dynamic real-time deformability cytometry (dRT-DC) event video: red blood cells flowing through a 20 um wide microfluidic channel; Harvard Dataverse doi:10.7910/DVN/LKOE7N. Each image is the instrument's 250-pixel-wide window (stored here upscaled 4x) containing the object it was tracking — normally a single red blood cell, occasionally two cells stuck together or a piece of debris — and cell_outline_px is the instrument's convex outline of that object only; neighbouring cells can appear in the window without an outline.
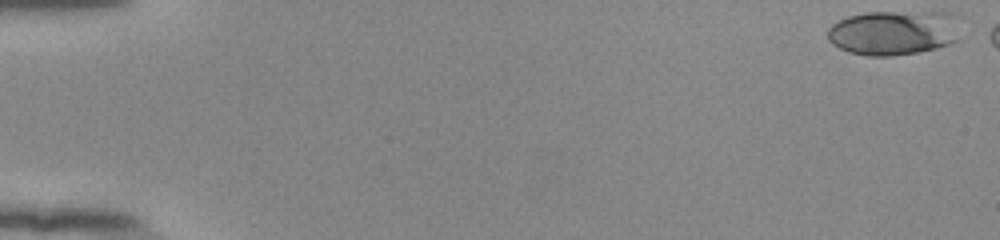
{"species": "human", "species_latin": "Homo sapiens", "temperature_condition": "room temperature", "stored_images_in_passage": 50, "camera_frame_rate_fps": 3000, "um_per_image_px": 0.085, "donor": {"sex": "female"}, "frame": {"image": 1, "passage_image": 1, "time_ms": 0.0, "image_size_px": [1000, 240], "cell_outline_px": [[964, 16], [960, 40], [936, 48], [916, 52], [892, 56], [868, 56], [848, 52], [832, 44], [828, 40], [828, 28], [832, 24], [848, 16], [864, 12], [956, 12]], "centroid_in_image_um": [76.11, 2.75], "position_along_channel_um": 8.9, "area_um2": 35.84}}
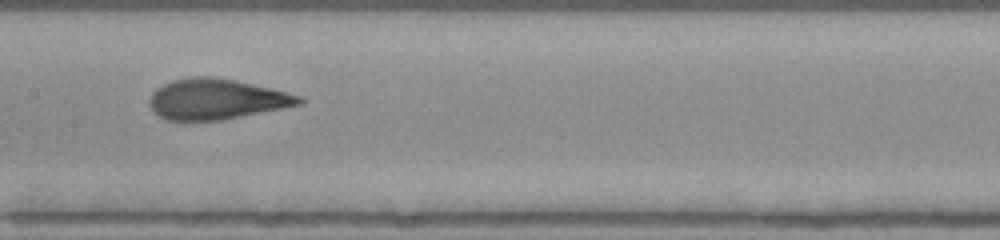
{"frame": {"image": 2, "passage_image": 28, "time_ms": 9.0, "image_size_px": [1000, 240], "cell_outline_px": [[304, 100], [300, 104], [224, 120], [164, 120], [148, 104], [148, 100], [152, 92], [156, 88], [172, 80], [196, 76], [204, 76], [236, 80], [300, 96]], "centroid_in_image_um": [18.33, 8.43], "position_along_channel_um": 189.1, "area_um2": 34.85}}
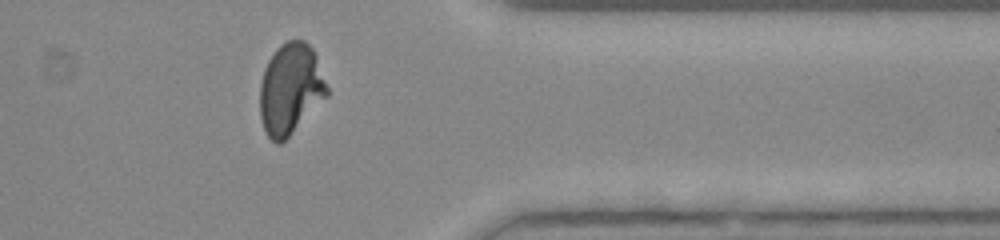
{"frame": {"image": 3, "passage_image": 44, "time_ms": 14.333, "image_size_px": [1000, 240], "cell_outline_px": [[328, 96], [280, 144], [276, 144], [268, 136], [264, 128], [260, 116], [260, 84], [264, 68], [268, 60], [276, 48], [280, 44], [288, 40], [304, 40], [312, 48], [316, 56], [328, 88]], "centroid_in_image_um": [24.68, 7.54], "position_along_channel_um": 386.7, "area_um2": 35.37}}